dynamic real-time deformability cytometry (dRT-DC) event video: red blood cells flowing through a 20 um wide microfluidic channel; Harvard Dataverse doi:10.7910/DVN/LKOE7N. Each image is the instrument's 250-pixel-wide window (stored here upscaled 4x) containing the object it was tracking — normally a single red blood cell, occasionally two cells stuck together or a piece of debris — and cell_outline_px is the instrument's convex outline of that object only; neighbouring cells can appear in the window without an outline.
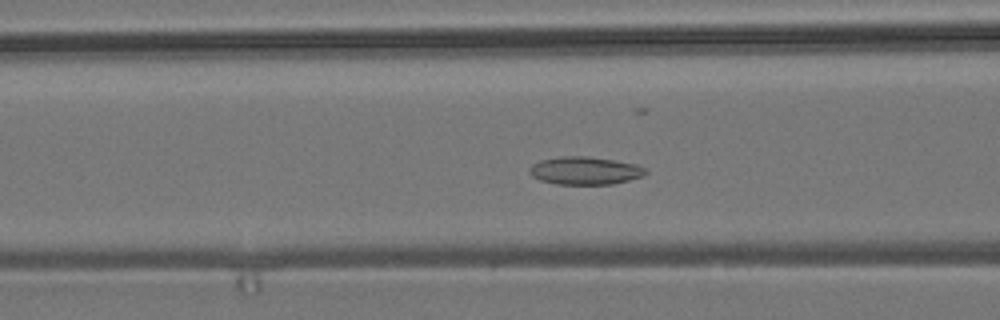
{"species": "common noctule bat (a hibernating species)", "species_latin": "Nyctalus noctula", "temperature_condition": "room temperature", "stored_images_in_passage": 55, "camera_frame_rate_fps": 3000, "um_per_image_px": 0.085, "animal": {"sex": "male", "body_mass_g": 19.2, "forearm_length_mm": 51.8}, "frame": {"image": 1, "passage_image": 20, "time_ms": 6.333, "image_size_px": [1000, 320], "cell_outline_px": [[648, 172], [644, 176], [612, 184], [556, 184], [540, 180], [532, 176], [528, 172], [528, 168], [532, 164], [540, 160], [560, 156], [584, 156], [612, 160], [636, 164], [644, 168]], "centroid_in_image_um": [49.68, 14.5], "position_along_channel_um": 116.9, "area_um2": 18.84}}
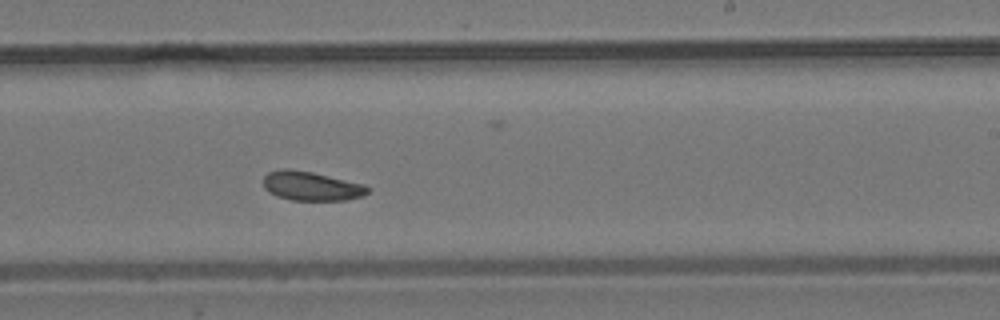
{"frame": {"image": 2, "passage_image": 32, "time_ms": 10.333, "image_size_px": [1000, 320], "cell_outline_px": [[372, 188], [364, 196], [348, 200], [292, 200], [276, 196], [268, 192], [264, 188], [264, 176], [268, 172], [284, 168], [288, 168], [312, 172], [364, 184]], "centroid_in_image_um": [26.48, 15.82], "position_along_channel_um": 262.5, "area_um2": 17.86}}
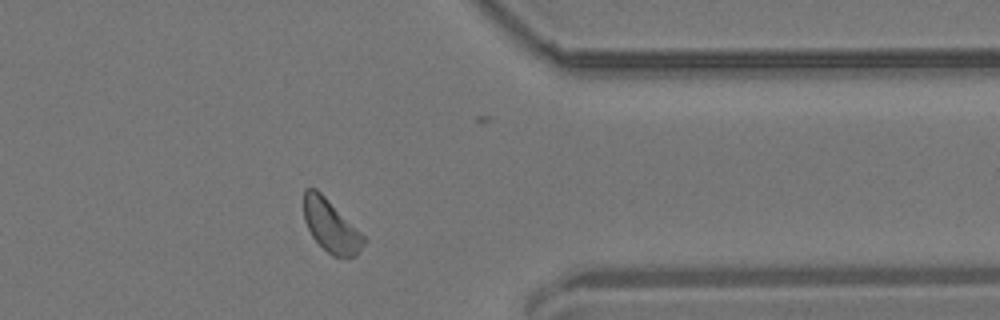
{"frame": {"image": 3, "passage_image": 43, "time_ms": 14.0, "image_size_px": [1000, 320], "cell_outline_px": [[364, 244], [356, 256], [332, 256], [312, 236], [304, 220], [304, 188], [316, 188], [364, 236]], "centroid_in_image_um": [28.1, 19.2], "position_along_channel_um": 383.3, "area_um2": 17.74}, "authors_computed_cell_mechanics": {"area_um2": 18.6694, "velocity_mm_per_s": 3.6485, "shape_relaxation_time_tau1_ms": 7.7937, "shape_relaxation_time_tau2_ms": null, "deformation_change_tau1": 0.0679, "deformation_change_tau2": null}}